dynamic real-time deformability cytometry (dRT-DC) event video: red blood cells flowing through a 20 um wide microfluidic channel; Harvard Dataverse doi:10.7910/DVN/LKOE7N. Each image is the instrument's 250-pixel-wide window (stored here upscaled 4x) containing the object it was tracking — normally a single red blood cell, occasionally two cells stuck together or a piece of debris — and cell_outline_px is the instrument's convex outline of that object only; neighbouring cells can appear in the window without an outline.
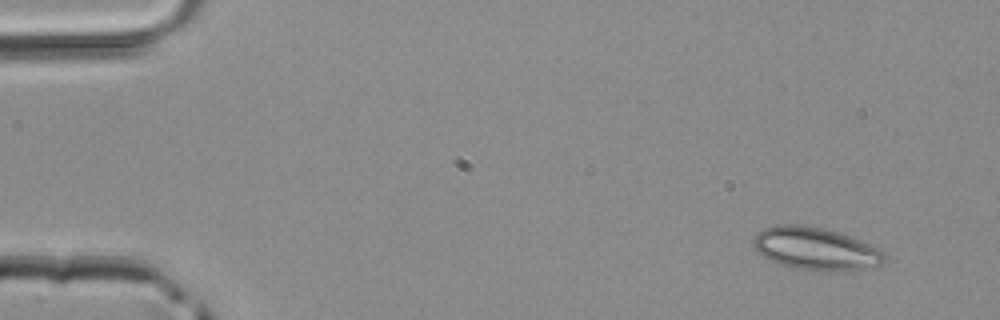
{"species": "common noctule bat (a hibernating species)", "species_latin": "Nyctalus noctula", "temperature_condition": "room temperature", "stored_images_in_passage": 4, "camera_frame_rate_fps": 3000, "um_per_image_px": 0.085, "animal": {"sex": "male", "body_mass_g": 20.4}, "frame": {"image": 1, "passage_image": 1, "time_ms": 0.0, "image_size_px": [1000, 320], "cell_outline_px": [[884, 260], [880, 264], [860, 268], [800, 268], [780, 264], [756, 252], [752, 244], [752, 240], [756, 232], [764, 228], [776, 224], [800, 224], [820, 228], [836, 232], [848, 236], [868, 244], [884, 252]], "centroid_in_image_um": [69.19, 21.07], "position_along_channel_um": 15.8, "area_um2": 31.1}}